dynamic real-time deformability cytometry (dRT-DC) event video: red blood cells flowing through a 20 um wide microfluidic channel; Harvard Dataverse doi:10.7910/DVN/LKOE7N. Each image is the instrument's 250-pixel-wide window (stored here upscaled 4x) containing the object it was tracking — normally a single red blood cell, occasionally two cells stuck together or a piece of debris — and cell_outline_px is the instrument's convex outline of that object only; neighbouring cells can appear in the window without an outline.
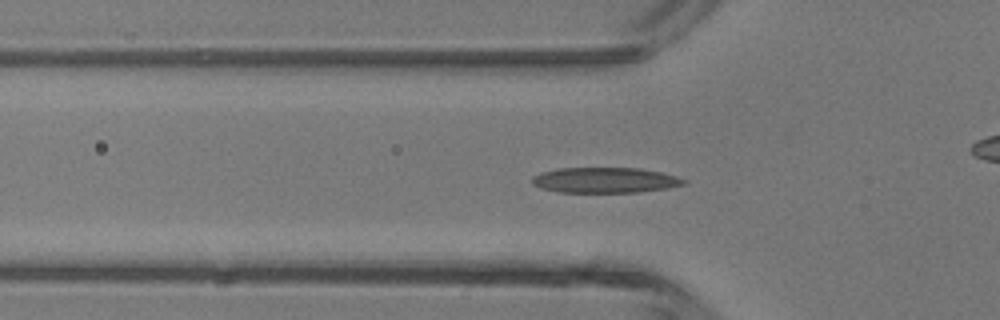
{"species": "common noctule bat (a hibernating species)", "species_latin": "Nyctalus noctula", "temperature_condition": "room temperature", "stored_images_in_passage": 45, "camera_frame_rate_fps": 3000, "um_per_image_px": 0.085, "animal": {"sex": "male", "body_mass_g": 13.3}, "frame": {"image": 1, "passage_image": 14, "time_ms": 4.333, "image_size_px": [1000, 320], "cell_outline_px": [[688, 184], [668, 188], [640, 192], [556, 192], [540, 188], [532, 184], [532, 176], [540, 172], [556, 168], [640, 168], [660, 172], [676, 176], [688, 180]], "centroid_in_image_um": [51.42, 15.31], "position_along_channel_um": 74.4, "area_um2": 22.77}}
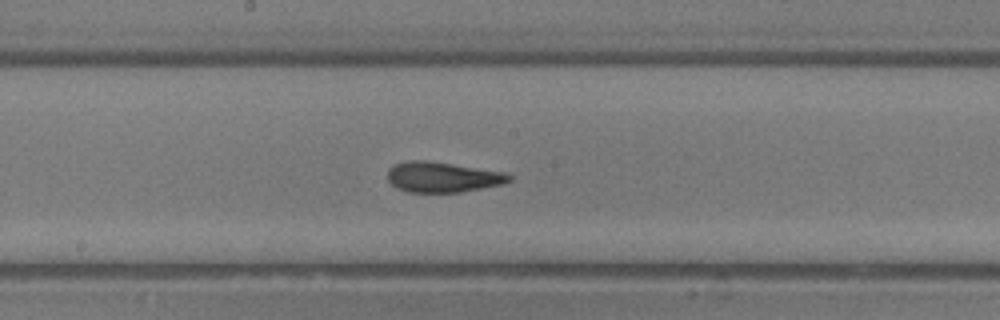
{"frame": {"image": 2, "passage_image": 23, "time_ms": 7.333, "image_size_px": [1000, 320], "cell_outline_px": [[512, 180], [504, 184], [460, 192], [408, 192], [396, 188], [388, 180], [388, 168], [392, 164], [412, 160], [424, 160], [508, 172], [512, 176]], "centroid_in_image_um": [37.64, 15.05], "position_along_channel_um": 210.6, "area_um2": 21.68}}
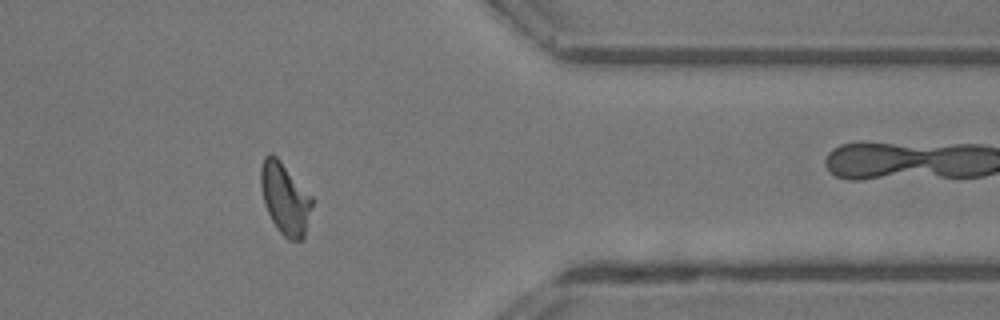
{"frame": {"image": 3, "passage_image": 36, "time_ms": 11.667, "image_size_px": [1000, 320], "cell_outline_px": [[312, 208], [304, 240], [288, 240], [276, 228], [264, 204], [260, 184], [260, 168], [264, 156], [268, 152], [272, 152], [280, 160], [312, 196]], "centroid_in_image_um": [24.22, 16.87], "position_along_channel_um": 387.2, "area_um2": 21.62}, "authors_computed_cell_mechanics": {"area_um2": 21.2126, "velocity_mm_per_s": 4.5063, "shape_relaxation_time_tau1_ms": 4.1675, "shape_relaxation_time_tau2_ms": 1.3689, "deformation_change_tau1": 0.1895, "deformation_change_tau2": 0.1011}}